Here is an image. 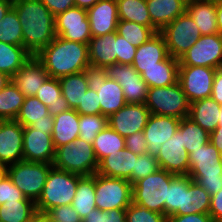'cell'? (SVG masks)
<instances>
[{
    "label": "cell",
    "instance_id": "obj_1",
    "mask_svg": "<svg viewBox=\"0 0 222 222\" xmlns=\"http://www.w3.org/2000/svg\"><path fill=\"white\" fill-rule=\"evenodd\" d=\"M22 26L23 46L33 56L55 38V16L40 0H14Z\"/></svg>",
    "mask_w": 222,
    "mask_h": 222
},
{
    "label": "cell",
    "instance_id": "obj_2",
    "mask_svg": "<svg viewBox=\"0 0 222 222\" xmlns=\"http://www.w3.org/2000/svg\"><path fill=\"white\" fill-rule=\"evenodd\" d=\"M36 57L43 63L49 77L56 79L83 72L90 65L88 44L69 41L59 36H55Z\"/></svg>",
    "mask_w": 222,
    "mask_h": 222
},
{
    "label": "cell",
    "instance_id": "obj_3",
    "mask_svg": "<svg viewBox=\"0 0 222 222\" xmlns=\"http://www.w3.org/2000/svg\"><path fill=\"white\" fill-rule=\"evenodd\" d=\"M188 176L210 196L222 189V154L210 141L189 153Z\"/></svg>",
    "mask_w": 222,
    "mask_h": 222
},
{
    "label": "cell",
    "instance_id": "obj_4",
    "mask_svg": "<svg viewBox=\"0 0 222 222\" xmlns=\"http://www.w3.org/2000/svg\"><path fill=\"white\" fill-rule=\"evenodd\" d=\"M81 175L51 167L39 199L35 202L39 213L62 205H71Z\"/></svg>",
    "mask_w": 222,
    "mask_h": 222
},
{
    "label": "cell",
    "instance_id": "obj_5",
    "mask_svg": "<svg viewBox=\"0 0 222 222\" xmlns=\"http://www.w3.org/2000/svg\"><path fill=\"white\" fill-rule=\"evenodd\" d=\"M93 145L81 139L57 147L52 165L61 170L81 176L93 175L98 169Z\"/></svg>",
    "mask_w": 222,
    "mask_h": 222
},
{
    "label": "cell",
    "instance_id": "obj_6",
    "mask_svg": "<svg viewBox=\"0 0 222 222\" xmlns=\"http://www.w3.org/2000/svg\"><path fill=\"white\" fill-rule=\"evenodd\" d=\"M176 175L164 169L138 180L132 185V202L148 210L165 215L168 187Z\"/></svg>",
    "mask_w": 222,
    "mask_h": 222
},
{
    "label": "cell",
    "instance_id": "obj_7",
    "mask_svg": "<svg viewBox=\"0 0 222 222\" xmlns=\"http://www.w3.org/2000/svg\"><path fill=\"white\" fill-rule=\"evenodd\" d=\"M145 105L151 114L179 119L189 115L190 103L178 81L166 87L148 88Z\"/></svg>",
    "mask_w": 222,
    "mask_h": 222
},
{
    "label": "cell",
    "instance_id": "obj_8",
    "mask_svg": "<svg viewBox=\"0 0 222 222\" xmlns=\"http://www.w3.org/2000/svg\"><path fill=\"white\" fill-rule=\"evenodd\" d=\"M51 163L19 161L7 166L12 183L29 199L36 202L46 183Z\"/></svg>",
    "mask_w": 222,
    "mask_h": 222
},
{
    "label": "cell",
    "instance_id": "obj_9",
    "mask_svg": "<svg viewBox=\"0 0 222 222\" xmlns=\"http://www.w3.org/2000/svg\"><path fill=\"white\" fill-rule=\"evenodd\" d=\"M85 75L89 89L99 96L102 115L109 117L127 104L122 87L107 77L105 68L89 65Z\"/></svg>",
    "mask_w": 222,
    "mask_h": 222
},
{
    "label": "cell",
    "instance_id": "obj_10",
    "mask_svg": "<svg viewBox=\"0 0 222 222\" xmlns=\"http://www.w3.org/2000/svg\"><path fill=\"white\" fill-rule=\"evenodd\" d=\"M160 33L165 38L168 54L178 60L201 36L198 26L186 11L166 25Z\"/></svg>",
    "mask_w": 222,
    "mask_h": 222
},
{
    "label": "cell",
    "instance_id": "obj_11",
    "mask_svg": "<svg viewBox=\"0 0 222 222\" xmlns=\"http://www.w3.org/2000/svg\"><path fill=\"white\" fill-rule=\"evenodd\" d=\"M95 202L99 210L126 209L132 203V184L95 173Z\"/></svg>",
    "mask_w": 222,
    "mask_h": 222
},
{
    "label": "cell",
    "instance_id": "obj_12",
    "mask_svg": "<svg viewBox=\"0 0 222 222\" xmlns=\"http://www.w3.org/2000/svg\"><path fill=\"white\" fill-rule=\"evenodd\" d=\"M216 71L205 66H179L178 83L189 103L211 97Z\"/></svg>",
    "mask_w": 222,
    "mask_h": 222
},
{
    "label": "cell",
    "instance_id": "obj_13",
    "mask_svg": "<svg viewBox=\"0 0 222 222\" xmlns=\"http://www.w3.org/2000/svg\"><path fill=\"white\" fill-rule=\"evenodd\" d=\"M179 66L222 68V34L200 36L198 41L179 59Z\"/></svg>",
    "mask_w": 222,
    "mask_h": 222
},
{
    "label": "cell",
    "instance_id": "obj_14",
    "mask_svg": "<svg viewBox=\"0 0 222 222\" xmlns=\"http://www.w3.org/2000/svg\"><path fill=\"white\" fill-rule=\"evenodd\" d=\"M105 70L107 77L122 87L127 104L145 103L149 87L132 65L115 63Z\"/></svg>",
    "mask_w": 222,
    "mask_h": 222
},
{
    "label": "cell",
    "instance_id": "obj_15",
    "mask_svg": "<svg viewBox=\"0 0 222 222\" xmlns=\"http://www.w3.org/2000/svg\"><path fill=\"white\" fill-rule=\"evenodd\" d=\"M55 32L66 40L89 44L92 35L87 10L72 7L55 16Z\"/></svg>",
    "mask_w": 222,
    "mask_h": 222
},
{
    "label": "cell",
    "instance_id": "obj_16",
    "mask_svg": "<svg viewBox=\"0 0 222 222\" xmlns=\"http://www.w3.org/2000/svg\"><path fill=\"white\" fill-rule=\"evenodd\" d=\"M150 114L145 103L126 104L108 117V125L126 138L136 132L143 131Z\"/></svg>",
    "mask_w": 222,
    "mask_h": 222
},
{
    "label": "cell",
    "instance_id": "obj_17",
    "mask_svg": "<svg viewBox=\"0 0 222 222\" xmlns=\"http://www.w3.org/2000/svg\"><path fill=\"white\" fill-rule=\"evenodd\" d=\"M159 167L175 175H188L189 153L182 142V132L178 128L172 138L164 142L155 157Z\"/></svg>",
    "mask_w": 222,
    "mask_h": 222
},
{
    "label": "cell",
    "instance_id": "obj_18",
    "mask_svg": "<svg viewBox=\"0 0 222 222\" xmlns=\"http://www.w3.org/2000/svg\"><path fill=\"white\" fill-rule=\"evenodd\" d=\"M55 147L52 135L30 126L23 127V160L53 163Z\"/></svg>",
    "mask_w": 222,
    "mask_h": 222
},
{
    "label": "cell",
    "instance_id": "obj_19",
    "mask_svg": "<svg viewBox=\"0 0 222 222\" xmlns=\"http://www.w3.org/2000/svg\"><path fill=\"white\" fill-rule=\"evenodd\" d=\"M181 119L172 116L150 114L143 129L147 142V153L156 157L161 145L176 133Z\"/></svg>",
    "mask_w": 222,
    "mask_h": 222
},
{
    "label": "cell",
    "instance_id": "obj_20",
    "mask_svg": "<svg viewBox=\"0 0 222 222\" xmlns=\"http://www.w3.org/2000/svg\"><path fill=\"white\" fill-rule=\"evenodd\" d=\"M23 161V126L4 120L0 126V164L9 166Z\"/></svg>",
    "mask_w": 222,
    "mask_h": 222
},
{
    "label": "cell",
    "instance_id": "obj_21",
    "mask_svg": "<svg viewBox=\"0 0 222 222\" xmlns=\"http://www.w3.org/2000/svg\"><path fill=\"white\" fill-rule=\"evenodd\" d=\"M92 37L115 33L119 21L116 0H99L87 9Z\"/></svg>",
    "mask_w": 222,
    "mask_h": 222
},
{
    "label": "cell",
    "instance_id": "obj_22",
    "mask_svg": "<svg viewBox=\"0 0 222 222\" xmlns=\"http://www.w3.org/2000/svg\"><path fill=\"white\" fill-rule=\"evenodd\" d=\"M49 77L43 63L31 56L24 65L11 77V81L25 96H36L39 88Z\"/></svg>",
    "mask_w": 222,
    "mask_h": 222
},
{
    "label": "cell",
    "instance_id": "obj_23",
    "mask_svg": "<svg viewBox=\"0 0 222 222\" xmlns=\"http://www.w3.org/2000/svg\"><path fill=\"white\" fill-rule=\"evenodd\" d=\"M169 56L164 36L158 32L147 42L137 47L132 66L142 74L147 68L159 65Z\"/></svg>",
    "mask_w": 222,
    "mask_h": 222
},
{
    "label": "cell",
    "instance_id": "obj_24",
    "mask_svg": "<svg viewBox=\"0 0 222 222\" xmlns=\"http://www.w3.org/2000/svg\"><path fill=\"white\" fill-rule=\"evenodd\" d=\"M136 159H138V155L129 149L118 150L99 162L96 173L106 177L129 180L132 170H135Z\"/></svg>",
    "mask_w": 222,
    "mask_h": 222
},
{
    "label": "cell",
    "instance_id": "obj_25",
    "mask_svg": "<svg viewBox=\"0 0 222 222\" xmlns=\"http://www.w3.org/2000/svg\"><path fill=\"white\" fill-rule=\"evenodd\" d=\"M211 196L208 191L184 175L183 210H177L173 215L209 214Z\"/></svg>",
    "mask_w": 222,
    "mask_h": 222
},
{
    "label": "cell",
    "instance_id": "obj_26",
    "mask_svg": "<svg viewBox=\"0 0 222 222\" xmlns=\"http://www.w3.org/2000/svg\"><path fill=\"white\" fill-rule=\"evenodd\" d=\"M89 63L106 68L117 63L116 32L92 37L88 44Z\"/></svg>",
    "mask_w": 222,
    "mask_h": 222
},
{
    "label": "cell",
    "instance_id": "obj_27",
    "mask_svg": "<svg viewBox=\"0 0 222 222\" xmlns=\"http://www.w3.org/2000/svg\"><path fill=\"white\" fill-rule=\"evenodd\" d=\"M186 12L198 26L201 36L219 33L216 0H194L186 4Z\"/></svg>",
    "mask_w": 222,
    "mask_h": 222
},
{
    "label": "cell",
    "instance_id": "obj_28",
    "mask_svg": "<svg viewBox=\"0 0 222 222\" xmlns=\"http://www.w3.org/2000/svg\"><path fill=\"white\" fill-rule=\"evenodd\" d=\"M152 24L161 31L186 11L182 0H146Z\"/></svg>",
    "mask_w": 222,
    "mask_h": 222
},
{
    "label": "cell",
    "instance_id": "obj_29",
    "mask_svg": "<svg viewBox=\"0 0 222 222\" xmlns=\"http://www.w3.org/2000/svg\"><path fill=\"white\" fill-rule=\"evenodd\" d=\"M220 107L211 97L197 100L190 103L188 118L210 134L219 124Z\"/></svg>",
    "mask_w": 222,
    "mask_h": 222
},
{
    "label": "cell",
    "instance_id": "obj_30",
    "mask_svg": "<svg viewBox=\"0 0 222 222\" xmlns=\"http://www.w3.org/2000/svg\"><path fill=\"white\" fill-rule=\"evenodd\" d=\"M52 138L55 149L79 137V113L75 109L54 116Z\"/></svg>",
    "mask_w": 222,
    "mask_h": 222
},
{
    "label": "cell",
    "instance_id": "obj_31",
    "mask_svg": "<svg viewBox=\"0 0 222 222\" xmlns=\"http://www.w3.org/2000/svg\"><path fill=\"white\" fill-rule=\"evenodd\" d=\"M179 60L168 56L159 65L147 68L142 74V79L148 87H166L178 81Z\"/></svg>",
    "mask_w": 222,
    "mask_h": 222
},
{
    "label": "cell",
    "instance_id": "obj_32",
    "mask_svg": "<svg viewBox=\"0 0 222 222\" xmlns=\"http://www.w3.org/2000/svg\"><path fill=\"white\" fill-rule=\"evenodd\" d=\"M35 97L48 107L49 114L53 117L71 109L66 99L62 96L59 79L48 77Z\"/></svg>",
    "mask_w": 222,
    "mask_h": 222
},
{
    "label": "cell",
    "instance_id": "obj_33",
    "mask_svg": "<svg viewBox=\"0 0 222 222\" xmlns=\"http://www.w3.org/2000/svg\"><path fill=\"white\" fill-rule=\"evenodd\" d=\"M119 20L131 21L160 32L151 22L146 0H116Z\"/></svg>",
    "mask_w": 222,
    "mask_h": 222
},
{
    "label": "cell",
    "instance_id": "obj_34",
    "mask_svg": "<svg viewBox=\"0 0 222 222\" xmlns=\"http://www.w3.org/2000/svg\"><path fill=\"white\" fill-rule=\"evenodd\" d=\"M95 174L82 176L71 206L83 219L90 211L96 209L95 202Z\"/></svg>",
    "mask_w": 222,
    "mask_h": 222
},
{
    "label": "cell",
    "instance_id": "obj_35",
    "mask_svg": "<svg viewBox=\"0 0 222 222\" xmlns=\"http://www.w3.org/2000/svg\"><path fill=\"white\" fill-rule=\"evenodd\" d=\"M31 56L24 46L0 42V72L12 77Z\"/></svg>",
    "mask_w": 222,
    "mask_h": 222
},
{
    "label": "cell",
    "instance_id": "obj_36",
    "mask_svg": "<svg viewBox=\"0 0 222 222\" xmlns=\"http://www.w3.org/2000/svg\"><path fill=\"white\" fill-rule=\"evenodd\" d=\"M62 96L71 109H76L88 90L85 71L59 78Z\"/></svg>",
    "mask_w": 222,
    "mask_h": 222
},
{
    "label": "cell",
    "instance_id": "obj_37",
    "mask_svg": "<svg viewBox=\"0 0 222 222\" xmlns=\"http://www.w3.org/2000/svg\"><path fill=\"white\" fill-rule=\"evenodd\" d=\"M94 152L98 163L118 150L125 148V138L115 132L109 125L100 131L95 137L93 143Z\"/></svg>",
    "mask_w": 222,
    "mask_h": 222
},
{
    "label": "cell",
    "instance_id": "obj_38",
    "mask_svg": "<svg viewBox=\"0 0 222 222\" xmlns=\"http://www.w3.org/2000/svg\"><path fill=\"white\" fill-rule=\"evenodd\" d=\"M41 120H54V117L49 114L48 107L35 96L25 97L15 121L26 127Z\"/></svg>",
    "mask_w": 222,
    "mask_h": 222
},
{
    "label": "cell",
    "instance_id": "obj_39",
    "mask_svg": "<svg viewBox=\"0 0 222 222\" xmlns=\"http://www.w3.org/2000/svg\"><path fill=\"white\" fill-rule=\"evenodd\" d=\"M24 98L25 96L12 81L0 90V119L15 120Z\"/></svg>",
    "mask_w": 222,
    "mask_h": 222
},
{
    "label": "cell",
    "instance_id": "obj_40",
    "mask_svg": "<svg viewBox=\"0 0 222 222\" xmlns=\"http://www.w3.org/2000/svg\"><path fill=\"white\" fill-rule=\"evenodd\" d=\"M36 212L34 201L5 202L0 205V222H28Z\"/></svg>",
    "mask_w": 222,
    "mask_h": 222
},
{
    "label": "cell",
    "instance_id": "obj_41",
    "mask_svg": "<svg viewBox=\"0 0 222 222\" xmlns=\"http://www.w3.org/2000/svg\"><path fill=\"white\" fill-rule=\"evenodd\" d=\"M179 129L182 132L183 145L188 153L209 142L210 134L188 117L181 119Z\"/></svg>",
    "mask_w": 222,
    "mask_h": 222
},
{
    "label": "cell",
    "instance_id": "obj_42",
    "mask_svg": "<svg viewBox=\"0 0 222 222\" xmlns=\"http://www.w3.org/2000/svg\"><path fill=\"white\" fill-rule=\"evenodd\" d=\"M116 33L135 47L141 46L156 34L150 27L126 20L118 21Z\"/></svg>",
    "mask_w": 222,
    "mask_h": 222
},
{
    "label": "cell",
    "instance_id": "obj_43",
    "mask_svg": "<svg viewBox=\"0 0 222 222\" xmlns=\"http://www.w3.org/2000/svg\"><path fill=\"white\" fill-rule=\"evenodd\" d=\"M0 42L23 46L22 26L13 7L0 21Z\"/></svg>",
    "mask_w": 222,
    "mask_h": 222
},
{
    "label": "cell",
    "instance_id": "obj_44",
    "mask_svg": "<svg viewBox=\"0 0 222 222\" xmlns=\"http://www.w3.org/2000/svg\"><path fill=\"white\" fill-rule=\"evenodd\" d=\"M108 125V117L102 114H79V137L92 144L97 134Z\"/></svg>",
    "mask_w": 222,
    "mask_h": 222
},
{
    "label": "cell",
    "instance_id": "obj_45",
    "mask_svg": "<svg viewBox=\"0 0 222 222\" xmlns=\"http://www.w3.org/2000/svg\"><path fill=\"white\" fill-rule=\"evenodd\" d=\"M184 200V175H176L168 187L165 200V216L168 218L177 210H183Z\"/></svg>",
    "mask_w": 222,
    "mask_h": 222
},
{
    "label": "cell",
    "instance_id": "obj_46",
    "mask_svg": "<svg viewBox=\"0 0 222 222\" xmlns=\"http://www.w3.org/2000/svg\"><path fill=\"white\" fill-rule=\"evenodd\" d=\"M160 169L157 159L149 153L138 155L135 170H132L131 178L128 180L132 185L138 180L156 172Z\"/></svg>",
    "mask_w": 222,
    "mask_h": 222
},
{
    "label": "cell",
    "instance_id": "obj_47",
    "mask_svg": "<svg viewBox=\"0 0 222 222\" xmlns=\"http://www.w3.org/2000/svg\"><path fill=\"white\" fill-rule=\"evenodd\" d=\"M126 222H167V217L132 202L126 208Z\"/></svg>",
    "mask_w": 222,
    "mask_h": 222
},
{
    "label": "cell",
    "instance_id": "obj_48",
    "mask_svg": "<svg viewBox=\"0 0 222 222\" xmlns=\"http://www.w3.org/2000/svg\"><path fill=\"white\" fill-rule=\"evenodd\" d=\"M82 222H126V209H111L109 211L94 209Z\"/></svg>",
    "mask_w": 222,
    "mask_h": 222
},
{
    "label": "cell",
    "instance_id": "obj_49",
    "mask_svg": "<svg viewBox=\"0 0 222 222\" xmlns=\"http://www.w3.org/2000/svg\"><path fill=\"white\" fill-rule=\"evenodd\" d=\"M51 222H82V218L71 205L54 207L45 213Z\"/></svg>",
    "mask_w": 222,
    "mask_h": 222
},
{
    "label": "cell",
    "instance_id": "obj_50",
    "mask_svg": "<svg viewBox=\"0 0 222 222\" xmlns=\"http://www.w3.org/2000/svg\"><path fill=\"white\" fill-rule=\"evenodd\" d=\"M16 201H33L27 198L16 186L12 183L8 175L0 182V205L5 202Z\"/></svg>",
    "mask_w": 222,
    "mask_h": 222
},
{
    "label": "cell",
    "instance_id": "obj_51",
    "mask_svg": "<svg viewBox=\"0 0 222 222\" xmlns=\"http://www.w3.org/2000/svg\"><path fill=\"white\" fill-rule=\"evenodd\" d=\"M96 91L88 88L82 102L75 109L81 115L101 114V106Z\"/></svg>",
    "mask_w": 222,
    "mask_h": 222
},
{
    "label": "cell",
    "instance_id": "obj_52",
    "mask_svg": "<svg viewBox=\"0 0 222 222\" xmlns=\"http://www.w3.org/2000/svg\"><path fill=\"white\" fill-rule=\"evenodd\" d=\"M117 63L132 65L137 47L131 45L121 35L116 33Z\"/></svg>",
    "mask_w": 222,
    "mask_h": 222
},
{
    "label": "cell",
    "instance_id": "obj_53",
    "mask_svg": "<svg viewBox=\"0 0 222 222\" xmlns=\"http://www.w3.org/2000/svg\"><path fill=\"white\" fill-rule=\"evenodd\" d=\"M125 148L137 155L147 153V142L143 131L136 132L125 138Z\"/></svg>",
    "mask_w": 222,
    "mask_h": 222
},
{
    "label": "cell",
    "instance_id": "obj_54",
    "mask_svg": "<svg viewBox=\"0 0 222 222\" xmlns=\"http://www.w3.org/2000/svg\"><path fill=\"white\" fill-rule=\"evenodd\" d=\"M54 15L57 16L66 10L75 7L74 0H40Z\"/></svg>",
    "mask_w": 222,
    "mask_h": 222
},
{
    "label": "cell",
    "instance_id": "obj_55",
    "mask_svg": "<svg viewBox=\"0 0 222 222\" xmlns=\"http://www.w3.org/2000/svg\"><path fill=\"white\" fill-rule=\"evenodd\" d=\"M209 215L214 222H222V189L211 196Z\"/></svg>",
    "mask_w": 222,
    "mask_h": 222
},
{
    "label": "cell",
    "instance_id": "obj_56",
    "mask_svg": "<svg viewBox=\"0 0 222 222\" xmlns=\"http://www.w3.org/2000/svg\"><path fill=\"white\" fill-rule=\"evenodd\" d=\"M167 222H214L209 214L171 215Z\"/></svg>",
    "mask_w": 222,
    "mask_h": 222
},
{
    "label": "cell",
    "instance_id": "obj_57",
    "mask_svg": "<svg viewBox=\"0 0 222 222\" xmlns=\"http://www.w3.org/2000/svg\"><path fill=\"white\" fill-rule=\"evenodd\" d=\"M211 98L222 104V68H218L215 73Z\"/></svg>",
    "mask_w": 222,
    "mask_h": 222
},
{
    "label": "cell",
    "instance_id": "obj_58",
    "mask_svg": "<svg viewBox=\"0 0 222 222\" xmlns=\"http://www.w3.org/2000/svg\"><path fill=\"white\" fill-rule=\"evenodd\" d=\"M209 141L222 154V126H217L216 129L210 133Z\"/></svg>",
    "mask_w": 222,
    "mask_h": 222
},
{
    "label": "cell",
    "instance_id": "obj_59",
    "mask_svg": "<svg viewBox=\"0 0 222 222\" xmlns=\"http://www.w3.org/2000/svg\"><path fill=\"white\" fill-rule=\"evenodd\" d=\"M53 126H54V120L35 121L33 124L30 125L31 128L45 131V133L49 134H52Z\"/></svg>",
    "mask_w": 222,
    "mask_h": 222
},
{
    "label": "cell",
    "instance_id": "obj_60",
    "mask_svg": "<svg viewBox=\"0 0 222 222\" xmlns=\"http://www.w3.org/2000/svg\"><path fill=\"white\" fill-rule=\"evenodd\" d=\"M13 7V1L11 0H0V21L3 20L5 15Z\"/></svg>",
    "mask_w": 222,
    "mask_h": 222
},
{
    "label": "cell",
    "instance_id": "obj_61",
    "mask_svg": "<svg viewBox=\"0 0 222 222\" xmlns=\"http://www.w3.org/2000/svg\"><path fill=\"white\" fill-rule=\"evenodd\" d=\"M217 25L222 34V0H216Z\"/></svg>",
    "mask_w": 222,
    "mask_h": 222
},
{
    "label": "cell",
    "instance_id": "obj_62",
    "mask_svg": "<svg viewBox=\"0 0 222 222\" xmlns=\"http://www.w3.org/2000/svg\"><path fill=\"white\" fill-rule=\"evenodd\" d=\"M74 1H75V7L87 10L92 6H94L99 0H74Z\"/></svg>",
    "mask_w": 222,
    "mask_h": 222
},
{
    "label": "cell",
    "instance_id": "obj_63",
    "mask_svg": "<svg viewBox=\"0 0 222 222\" xmlns=\"http://www.w3.org/2000/svg\"><path fill=\"white\" fill-rule=\"evenodd\" d=\"M11 82V77L7 74L0 72V90H2L7 84Z\"/></svg>",
    "mask_w": 222,
    "mask_h": 222
},
{
    "label": "cell",
    "instance_id": "obj_64",
    "mask_svg": "<svg viewBox=\"0 0 222 222\" xmlns=\"http://www.w3.org/2000/svg\"><path fill=\"white\" fill-rule=\"evenodd\" d=\"M7 176V166L0 164V182Z\"/></svg>",
    "mask_w": 222,
    "mask_h": 222
},
{
    "label": "cell",
    "instance_id": "obj_65",
    "mask_svg": "<svg viewBox=\"0 0 222 222\" xmlns=\"http://www.w3.org/2000/svg\"><path fill=\"white\" fill-rule=\"evenodd\" d=\"M28 222H41V213L36 212Z\"/></svg>",
    "mask_w": 222,
    "mask_h": 222
},
{
    "label": "cell",
    "instance_id": "obj_66",
    "mask_svg": "<svg viewBox=\"0 0 222 222\" xmlns=\"http://www.w3.org/2000/svg\"><path fill=\"white\" fill-rule=\"evenodd\" d=\"M41 222H51L47 219L46 215L44 213H41Z\"/></svg>",
    "mask_w": 222,
    "mask_h": 222
},
{
    "label": "cell",
    "instance_id": "obj_67",
    "mask_svg": "<svg viewBox=\"0 0 222 222\" xmlns=\"http://www.w3.org/2000/svg\"><path fill=\"white\" fill-rule=\"evenodd\" d=\"M218 126H222V104H221V107H220V117H219V124Z\"/></svg>",
    "mask_w": 222,
    "mask_h": 222
},
{
    "label": "cell",
    "instance_id": "obj_68",
    "mask_svg": "<svg viewBox=\"0 0 222 222\" xmlns=\"http://www.w3.org/2000/svg\"><path fill=\"white\" fill-rule=\"evenodd\" d=\"M182 1H184L187 4V3H190V2H192L194 0H182Z\"/></svg>",
    "mask_w": 222,
    "mask_h": 222
}]
</instances>
